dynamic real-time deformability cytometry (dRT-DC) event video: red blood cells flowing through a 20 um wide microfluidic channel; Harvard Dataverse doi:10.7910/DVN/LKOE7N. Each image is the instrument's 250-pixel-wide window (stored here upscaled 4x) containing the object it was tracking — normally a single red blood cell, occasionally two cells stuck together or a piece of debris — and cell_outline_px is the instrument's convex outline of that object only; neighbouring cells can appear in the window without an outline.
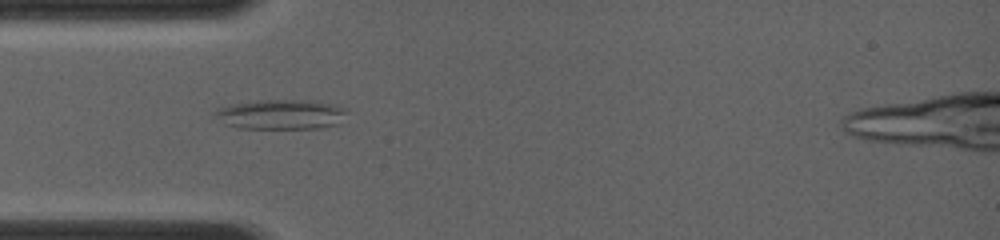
{"species": "common noctule bat (a hibernating species)", "species_latin": "Nyctalus noctula", "temperature_condition": "room temperature", "stored_images_in_passage": 21, "camera_frame_rate_fps": 4000, "um_per_image_px": 0.085, "animal": {"sex": "female", "body_mass_g": 19.0, "forearm_length_mm": 56.7}, "frame": {"image": 1, "passage_image": 1, "time_ms": 0.0, "image_size_px": [1000, 240], "cell_outline_px": [[348, 112], [336, 124], [320, 128], [240, 128], [224, 124], [212, 116], [212, 112], [216, 108], [232, 104], [256, 100], [316, 100], [332, 104], [344, 108]], "centroid_in_image_um": [23.8, 9.71], "position_along_channel_um": 61.2, "area_um2": 23.12}}
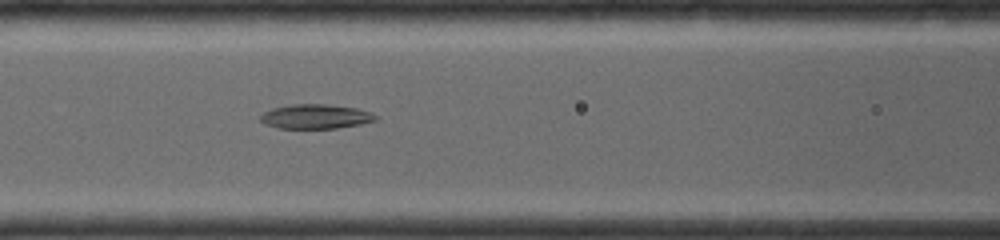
{"frame": {"image": 2, "passage_image": 7, "time_ms": 1.75, "image_size_px": [1000, 240], "cell_outline_px": [[376, 120], [360, 124], [336, 128], [276, 128], [264, 124], [260, 120], [260, 116], [264, 112], [272, 108], [292, 104], [328, 104], [356, 108], [368, 112], [376, 116]], "centroid_in_image_um": [26.77, 9.9], "position_along_channel_um": 139.8, "area_um2": 16.3}}
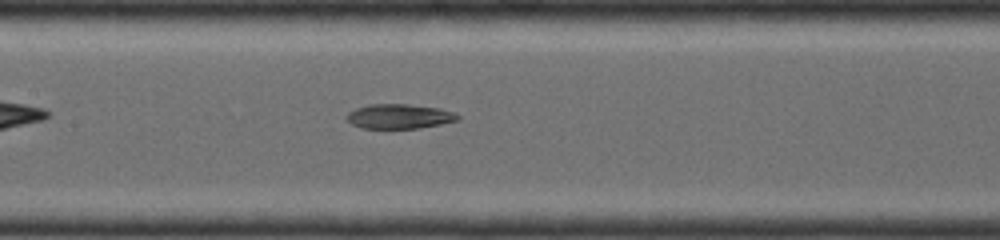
{"frame": {"image": 3, "passage_image": 10, "time_ms": 2.5, "image_size_px": [1000, 240], "cell_outline_px": [[460, 120], [420, 128], [360, 128], [352, 124], [344, 116], [348, 112], [356, 108], [368, 104], [408, 104], [440, 108], [452, 112], [460, 116]], "centroid_in_image_um": [33.92, 9.89], "position_along_channel_um": 173.5, "area_um2": 16.01}}